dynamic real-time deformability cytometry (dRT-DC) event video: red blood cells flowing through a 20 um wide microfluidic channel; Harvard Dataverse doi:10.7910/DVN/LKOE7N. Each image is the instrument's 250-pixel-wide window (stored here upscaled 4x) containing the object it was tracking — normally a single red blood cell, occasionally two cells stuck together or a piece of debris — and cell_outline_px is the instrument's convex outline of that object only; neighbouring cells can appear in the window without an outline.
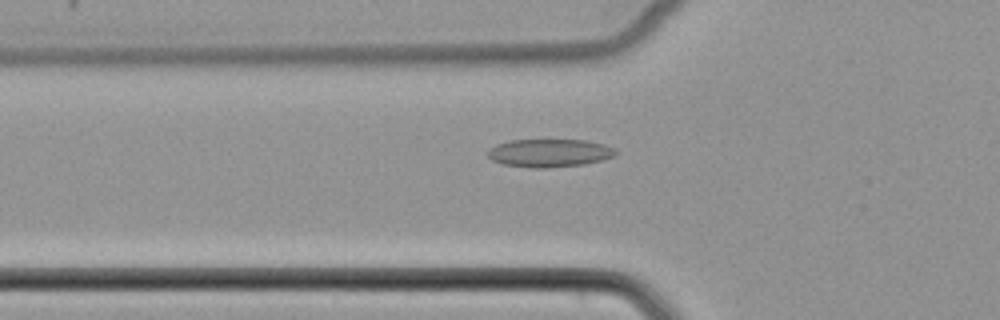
{"species": "common noctule bat (a hibernating species)", "species_latin": "Nyctalus noctula", "temperature_condition": "cold", "stored_images_in_passage": 51, "camera_frame_rate_fps": 3000, "um_per_image_px": 0.085, "animal": {"sex": "female", "body_mass_g": 22.7, "forearm_length_mm": 54.2}, "frame": {"image": 1, "passage_image": 18, "time_ms": 5.667, "image_size_px": [1000, 320], "cell_outline_px": [[616, 152], [612, 156], [600, 160], [584, 164], [548, 168], [532, 168], [504, 164], [492, 160], [488, 156], [488, 148], [496, 144], [508, 140], [588, 140], [604, 144], [616, 148]], "centroid_in_image_um": [46.67, 12.99], "position_along_channel_um": 79.1, "area_um2": 20.92}}
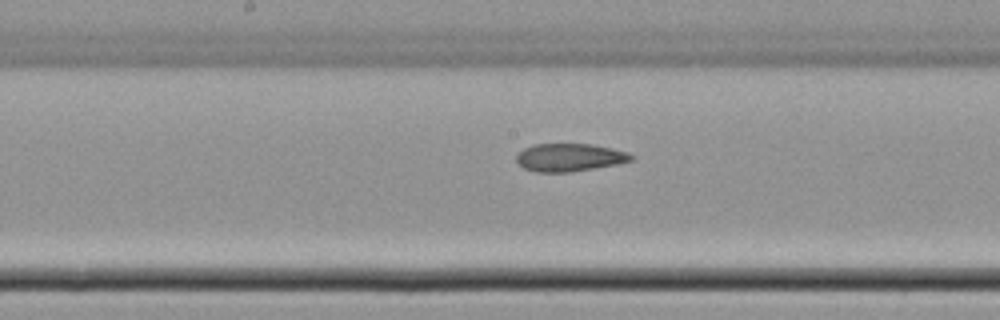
{"frame": {"image": 2, "passage_image": 27, "time_ms": 8.667, "image_size_px": [1000, 320], "cell_outline_px": [[636, 156], [632, 160], [616, 164], [568, 172], [536, 172], [524, 168], [516, 160], [516, 156], [524, 148], [532, 144], [592, 144], [612, 148], [628, 152]], "centroid_in_image_um": [48.42, 13.37], "position_along_channel_um": 199.8, "area_um2": 18.55}}
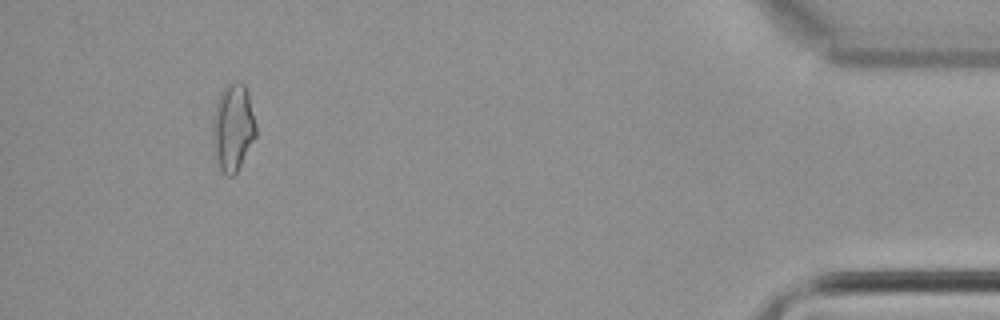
{"frame": {"image": 3, "passage_image": 48, "time_ms": 15.667, "image_size_px": [1000, 320], "cell_outline_px": [[256, 136], [236, 172], [232, 176], [228, 176], [220, 168], [216, 160], [212, 140], [212, 120], [216, 100], [224, 84], [232, 80], [240, 80], [248, 88], [256, 124]], "centroid_in_image_um": [19.79, 10.72], "position_along_channel_um": 415.4, "area_um2": 22.54}}